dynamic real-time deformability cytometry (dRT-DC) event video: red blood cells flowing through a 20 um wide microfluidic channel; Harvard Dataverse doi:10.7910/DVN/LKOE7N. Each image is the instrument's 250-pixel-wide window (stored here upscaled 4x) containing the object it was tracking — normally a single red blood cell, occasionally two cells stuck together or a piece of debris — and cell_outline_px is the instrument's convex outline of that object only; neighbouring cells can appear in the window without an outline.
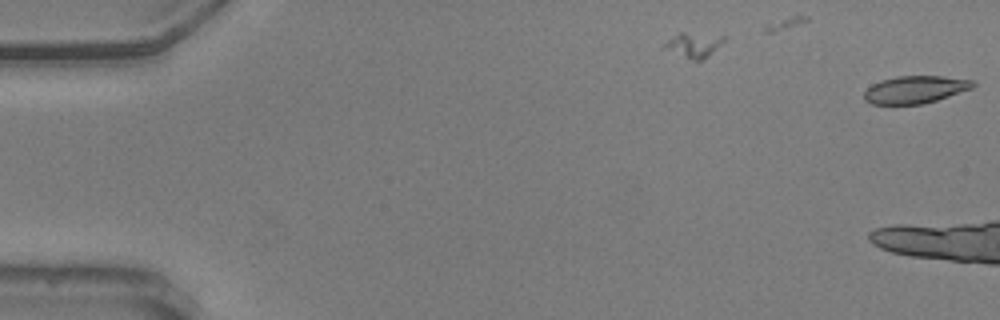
{"species": "common noctule bat (a hibernating species)", "species_latin": "Nyctalus noctula", "temperature_condition": "warm", "stored_images_in_passage": 4, "camera_frame_rate_fps": 3000, "um_per_image_px": 0.085, "animal": {"sex": "male", "body_mass_g": 20.5, "forearm_length_mm": 52.5}, "frame": {"image": 1, "passage_image": 4, "time_ms": 1.0, "image_size_px": [1000, 320], "cell_outline_px": [[976, 84], [972, 88], [936, 100], [920, 104], [872, 104], [864, 100], [864, 92], [872, 84], [880, 80], [896, 76], [944, 76], [972, 80]], "centroid_in_image_um": [77.76, 7.6], "position_along_channel_um": 7.2, "area_um2": 17.34}}